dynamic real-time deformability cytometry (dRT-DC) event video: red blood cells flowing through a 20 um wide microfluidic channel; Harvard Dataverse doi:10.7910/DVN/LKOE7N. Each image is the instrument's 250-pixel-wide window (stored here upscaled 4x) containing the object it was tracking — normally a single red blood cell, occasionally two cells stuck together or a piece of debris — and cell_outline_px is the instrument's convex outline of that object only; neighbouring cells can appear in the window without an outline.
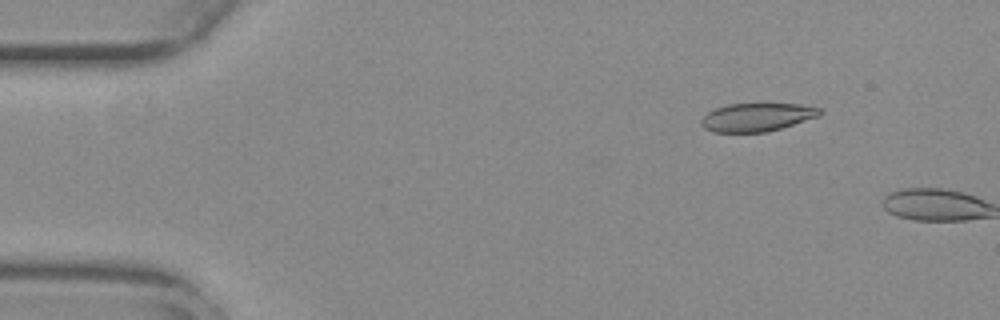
{"species": "common noctule bat (a hibernating species)", "species_latin": "Nyctalus noctula", "temperature_condition": "warm", "stored_images_in_passage": 5, "camera_frame_rate_fps": 3000, "um_per_image_px": 0.085, "animal": {"sex": "female", "body_mass_g": 29.2, "forearm_length_mm": 56.3}, "frame": {"image": 1, "passage_image": 4, "time_ms": 1.0, "image_size_px": [1000, 320], "cell_outline_px": [[824, 112], [820, 116], [780, 128], [764, 132], [712, 132], [704, 128], [700, 124], [700, 120], [708, 112], [716, 108], [728, 104], [800, 104], [820, 108]], "centroid_in_image_um": [64.34, 9.96], "position_along_channel_um": 20.7, "area_um2": 19.48}}